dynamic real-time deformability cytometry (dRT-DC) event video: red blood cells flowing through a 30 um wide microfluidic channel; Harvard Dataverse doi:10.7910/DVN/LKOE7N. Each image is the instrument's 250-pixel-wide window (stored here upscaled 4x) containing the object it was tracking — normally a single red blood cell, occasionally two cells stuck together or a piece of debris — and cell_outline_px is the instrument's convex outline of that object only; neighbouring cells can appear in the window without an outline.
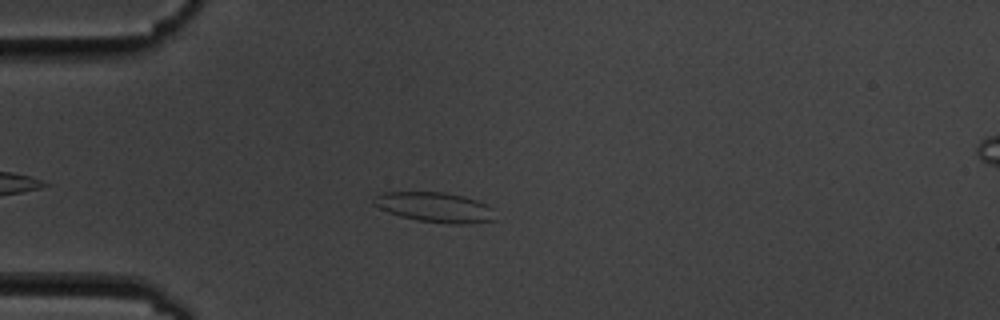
{"species": "common noctule bat (a hibernating species)", "species_latin": "Nyctalus noctula", "temperature_condition": "cold", "stored_images_in_passage": 4, "camera_frame_rate_fps": 3000, "um_per_image_px": 0.085, "animal": {"sex": "male", "body_mass_g": 19.5, "forearm_length_mm": 54.6}, "frame": {"image": 1, "passage_image": 4, "time_ms": 3.333, "image_size_px": [1000, 320], "cell_outline_px": [[496, 220], [464, 224], [448, 224], [416, 220], [400, 216], [388, 212], [372, 204], [372, 196], [384, 192], [444, 192], [464, 196], [488, 204], [492, 208]], "centroid_in_image_um": [36.95, 17.61], "position_along_channel_um": 48.0, "area_um2": 21.44}}